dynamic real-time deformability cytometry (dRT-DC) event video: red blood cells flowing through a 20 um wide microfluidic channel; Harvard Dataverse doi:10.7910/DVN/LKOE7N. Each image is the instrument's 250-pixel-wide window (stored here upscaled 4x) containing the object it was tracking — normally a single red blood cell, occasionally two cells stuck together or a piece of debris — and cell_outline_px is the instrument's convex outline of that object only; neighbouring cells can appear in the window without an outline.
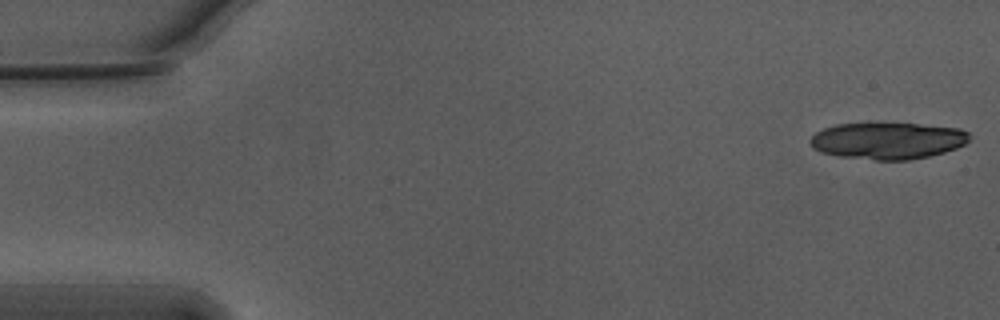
{"species": "Egyptian fruit bat (a non-hibernating species)", "species_latin": "Rousettus aegyptiacus", "temperature_condition": "warm", "stored_images_in_passage": 18, "camera_frame_rate_fps": 3000, "um_per_image_px": 0.085, "animal": {"sex": "male"}, "frame": {"image": 1, "passage_image": 1, "time_ms": 0.0, "image_size_px": [1000, 320], "cell_outline_px": [[968, 140], [964, 144], [956, 148], [944, 152], [928, 156], [908, 160], [876, 160], [836, 156], [820, 152], [812, 148], [808, 140], [816, 132], [824, 128], [836, 124], [920, 124], [960, 128], [968, 132]], "centroid_in_image_um": [75.41, 11.97], "position_along_channel_um": 9.6, "area_um2": 33.99}}